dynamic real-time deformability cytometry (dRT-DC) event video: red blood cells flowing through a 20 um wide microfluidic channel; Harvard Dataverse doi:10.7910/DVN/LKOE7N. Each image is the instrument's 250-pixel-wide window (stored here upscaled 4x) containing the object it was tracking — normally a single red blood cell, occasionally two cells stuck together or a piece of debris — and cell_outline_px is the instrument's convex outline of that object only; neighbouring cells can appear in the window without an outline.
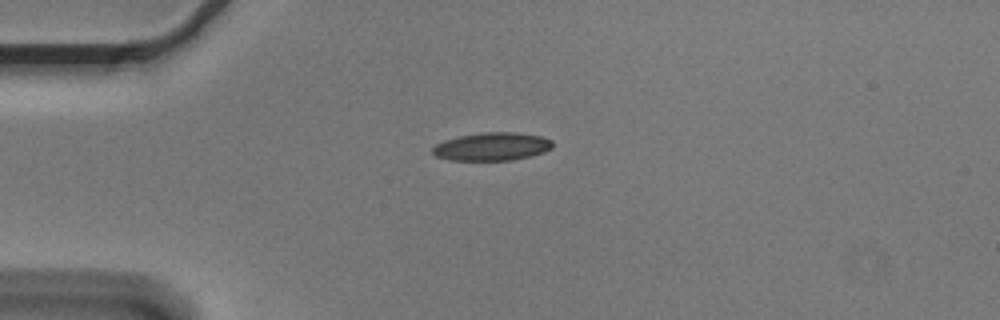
{"species": "Egyptian fruit bat (a non-hibernating species)", "species_latin": "Rousettus aegyptiacus", "temperature_condition": "cold", "stored_images_in_passage": 42, "camera_frame_rate_fps": 3000, "um_per_image_px": 0.085, "animal": {"sex": "male"}, "frame": {"image": 1, "passage_image": 1, "time_ms": 0.0, "image_size_px": [1000, 320], "cell_outline_px": [[552, 148], [544, 152], [512, 160], [448, 160], [436, 156], [432, 152], [432, 148], [436, 144], [444, 140], [460, 136], [484, 132], [516, 132], [540, 136], [552, 140]], "centroid_in_image_um": [41.8, 12.45], "position_along_channel_um": 43.2, "area_um2": 19.54}}
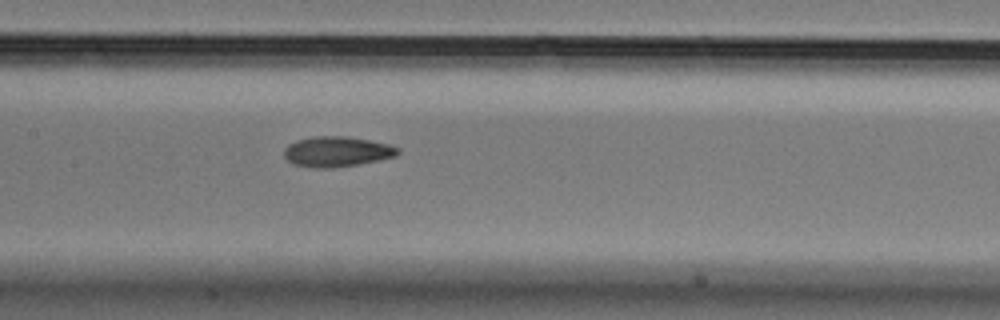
{"frame": {"image": 2, "passage_image": 14, "time_ms": 4.333, "image_size_px": [1000, 320], "cell_outline_px": [[400, 152], [396, 156], [380, 160], [332, 168], [312, 168], [292, 164], [284, 156], [284, 148], [288, 144], [296, 140], [312, 136], [348, 136], [392, 144], [400, 148]], "centroid_in_image_um": [28.64, 12.88], "position_along_channel_um": 178.8, "area_um2": 20.4}}
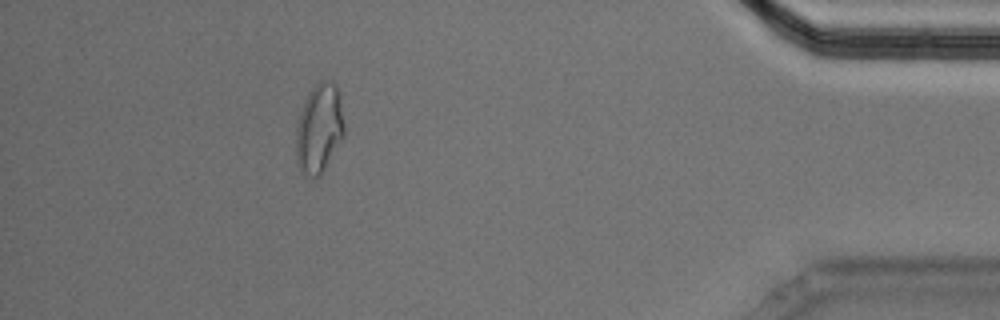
{"frame": {"image": 3, "passage_image": 37, "time_ms": 12.0, "image_size_px": [1000, 320], "cell_outline_px": [[344, 136], [320, 176], [308, 176], [300, 172], [296, 160], [296, 128], [300, 112], [308, 92], [320, 80], [332, 80], [336, 84], [340, 92], [344, 124]], "centroid_in_image_um": [27.14, 10.89], "position_along_channel_um": 408.1, "area_um2": 25.37}, "authors_computed_cell_mechanics": {"area_um2": 20.1144, "velocity_mm_per_s": 3.6274, "shape_relaxation_time_tau1_ms": null, "shape_relaxation_time_tau2_ms": 3.4308, "deformation_change_tau1": null, "deformation_change_tau2": 0.0986}}